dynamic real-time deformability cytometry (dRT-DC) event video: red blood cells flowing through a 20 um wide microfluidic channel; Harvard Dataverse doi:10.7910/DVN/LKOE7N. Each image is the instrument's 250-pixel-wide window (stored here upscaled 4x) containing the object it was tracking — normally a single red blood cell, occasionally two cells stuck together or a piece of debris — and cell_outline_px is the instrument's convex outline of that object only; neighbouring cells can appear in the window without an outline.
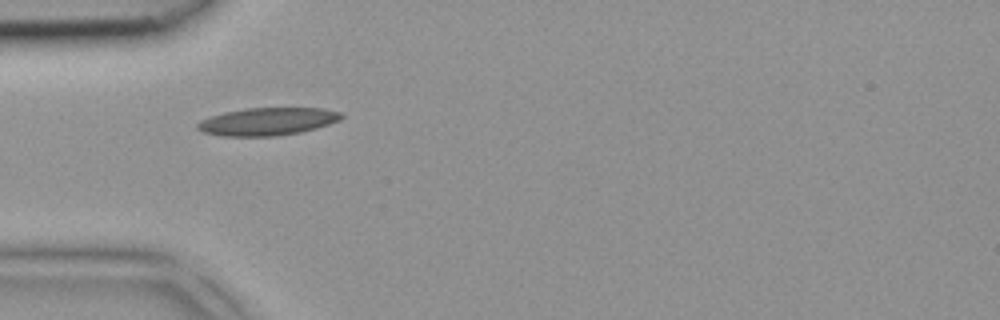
{"species": "common noctule bat (a hibernating species)", "species_latin": "Nyctalus noctula", "temperature_condition": "room temperature", "stored_images_in_passage": 4, "camera_frame_rate_fps": 3000, "um_per_image_px": 0.085, "animal": {"sex": "female", "body_mass_g": 18.4}, "frame": {"image": 1, "passage_image": 2, "time_ms": 0.333, "image_size_px": [1000, 320], "cell_outline_px": [[344, 116], [340, 120], [316, 128], [300, 132], [276, 136], [220, 136], [204, 132], [196, 128], [196, 124], [200, 120], [224, 112], [244, 108], [324, 108], [340, 112]], "centroid_in_image_um": [22.73, 10.32], "position_along_channel_um": 62.3, "area_um2": 23.24}}